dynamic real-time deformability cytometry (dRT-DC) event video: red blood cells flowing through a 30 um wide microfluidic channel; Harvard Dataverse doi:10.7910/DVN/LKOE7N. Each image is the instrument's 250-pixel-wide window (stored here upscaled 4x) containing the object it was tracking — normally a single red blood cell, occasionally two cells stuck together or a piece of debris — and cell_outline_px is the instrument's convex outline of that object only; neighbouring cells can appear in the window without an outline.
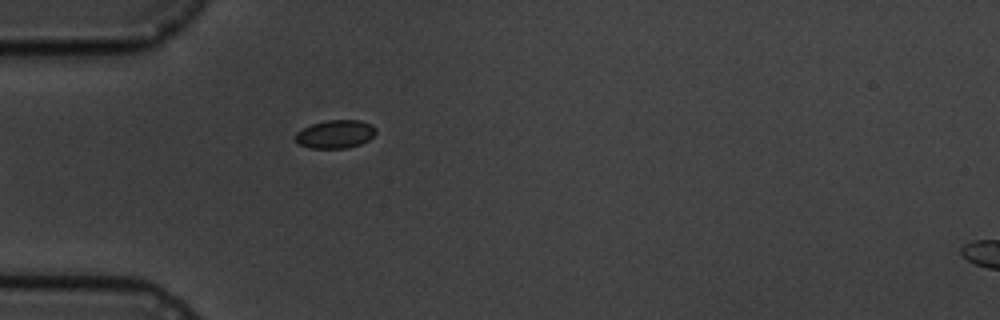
{"species": "common noctule bat (a hibernating species)", "species_latin": "Nyctalus noctula", "temperature_condition": "cold", "stored_images_in_passage": 6, "camera_frame_rate_fps": 3000, "um_per_image_px": 0.085, "animal": {"sex": "male", "body_mass_g": 19.5, "forearm_length_mm": 54.6}, "frame": {"image": 1, "passage_image": 6, "time_ms": 5.667, "image_size_px": [1000, 320], "cell_outline_px": [[376, 132], [368, 140], [360, 144], [348, 148], [312, 148], [300, 144], [296, 140], [296, 132], [312, 124], [328, 120], [360, 120], [372, 124], [376, 128]], "centroid_in_image_um": [28.54, 11.39], "position_along_channel_um": 56.5, "area_um2": 13.12}}